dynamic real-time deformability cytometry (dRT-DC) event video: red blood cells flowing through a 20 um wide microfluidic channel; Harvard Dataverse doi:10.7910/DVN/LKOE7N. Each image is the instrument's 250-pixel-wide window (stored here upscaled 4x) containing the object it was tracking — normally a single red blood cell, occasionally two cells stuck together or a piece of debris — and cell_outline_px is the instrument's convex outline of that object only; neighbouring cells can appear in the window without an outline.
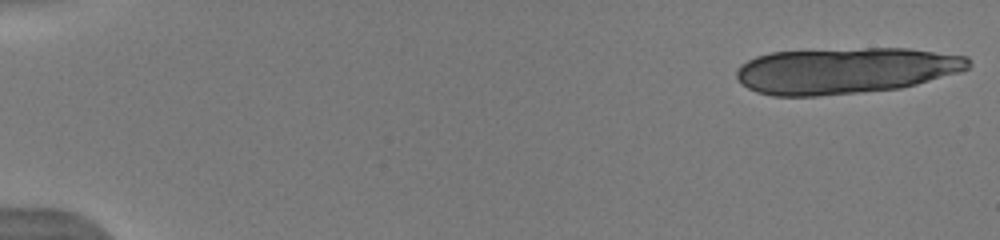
{"species": "human", "species_latin": "Homo sapiens", "temperature_condition": "warm", "stored_images_in_passage": 19, "camera_frame_rate_fps": 3000, "um_per_image_px": 0.085, "donor": {"sex": "male"}, "frame": {"image": 1, "passage_image": 1, "time_ms": 0.0, "image_size_px": [1000, 240], "cell_outline_px": [[972, 64], [968, 68], [960, 72], [916, 84], [900, 88], [820, 96], [772, 96], [756, 92], [740, 84], [736, 76], [736, 72], [740, 64], [756, 56], [772, 52], [864, 48], [908, 48], [968, 56]], "centroid_in_image_um": [71.84, 6.0], "position_along_channel_um": 13.2, "area_um2": 62.6}}